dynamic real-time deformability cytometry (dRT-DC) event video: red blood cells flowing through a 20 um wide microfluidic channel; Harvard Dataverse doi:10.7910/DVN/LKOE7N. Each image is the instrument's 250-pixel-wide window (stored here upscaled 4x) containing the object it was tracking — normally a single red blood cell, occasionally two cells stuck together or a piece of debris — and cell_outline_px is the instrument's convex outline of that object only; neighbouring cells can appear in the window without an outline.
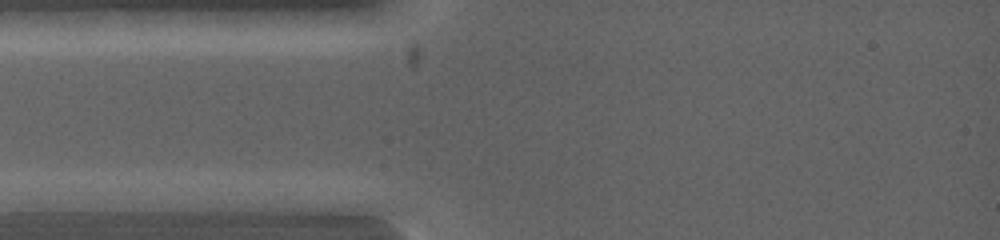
{"species": "common noctule bat (a hibernating species)", "species_latin": "Nyctalus noctula", "temperature_condition": "warm", "stored_images_in_passage": 2, "camera_frame_rate_fps": 5000, "um_per_image_px": 0.085, "animal": {"sex": "female", "body_mass_g": 19.0, "forearm_length_mm": 53.3}, "frame": {"image": 1, "passage_image": 1, "time_ms": 0.0, "image_size_px": [1000, 240], "cell_outline_px": [[172, 200], [152, 212], [16, 212], [12, 200], [20, 192], [156, 192]], "centroid_in_image_um": [7.56, 17.17], "position_along_channel_um": 77.4, "area_um2": 21.39}}